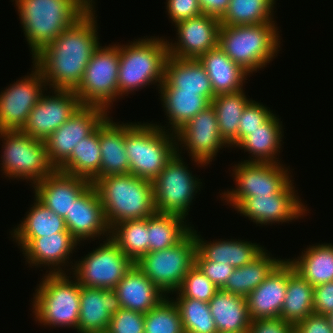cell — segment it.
<instances>
[{
    "label": "cell",
    "instance_id": "cell-12",
    "mask_svg": "<svg viewBox=\"0 0 333 333\" xmlns=\"http://www.w3.org/2000/svg\"><path fill=\"white\" fill-rule=\"evenodd\" d=\"M185 163L181 154L176 152L152 181L155 209L158 213L178 214L185 218L189 215L192 200L202 182Z\"/></svg>",
    "mask_w": 333,
    "mask_h": 333
},
{
    "label": "cell",
    "instance_id": "cell-29",
    "mask_svg": "<svg viewBox=\"0 0 333 333\" xmlns=\"http://www.w3.org/2000/svg\"><path fill=\"white\" fill-rule=\"evenodd\" d=\"M198 60L210 78L214 95L243 90L249 74L234 63L219 46L203 53Z\"/></svg>",
    "mask_w": 333,
    "mask_h": 333
},
{
    "label": "cell",
    "instance_id": "cell-38",
    "mask_svg": "<svg viewBox=\"0 0 333 333\" xmlns=\"http://www.w3.org/2000/svg\"><path fill=\"white\" fill-rule=\"evenodd\" d=\"M186 221L178 214L156 212L148 217L149 252L164 250L181 242L192 229Z\"/></svg>",
    "mask_w": 333,
    "mask_h": 333
},
{
    "label": "cell",
    "instance_id": "cell-6",
    "mask_svg": "<svg viewBox=\"0 0 333 333\" xmlns=\"http://www.w3.org/2000/svg\"><path fill=\"white\" fill-rule=\"evenodd\" d=\"M165 128L161 123H127L124 143L129 173L152 182L164 169L177 152L175 133Z\"/></svg>",
    "mask_w": 333,
    "mask_h": 333
},
{
    "label": "cell",
    "instance_id": "cell-19",
    "mask_svg": "<svg viewBox=\"0 0 333 333\" xmlns=\"http://www.w3.org/2000/svg\"><path fill=\"white\" fill-rule=\"evenodd\" d=\"M176 40L167 41L168 54L175 58L198 59L218 46L220 19L201 14L176 23Z\"/></svg>",
    "mask_w": 333,
    "mask_h": 333
},
{
    "label": "cell",
    "instance_id": "cell-28",
    "mask_svg": "<svg viewBox=\"0 0 333 333\" xmlns=\"http://www.w3.org/2000/svg\"><path fill=\"white\" fill-rule=\"evenodd\" d=\"M107 116L99 125L101 148L100 178L129 174V160L125 149L127 123L114 122Z\"/></svg>",
    "mask_w": 333,
    "mask_h": 333
},
{
    "label": "cell",
    "instance_id": "cell-5",
    "mask_svg": "<svg viewBox=\"0 0 333 333\" xmlns=\"http://www.w3.org/2000/svg\"><path fill=\"white\" fill-rule=\"evenodd\" d=\"M135 40L119 44L118 99L151 84L159 88L164 80L169 55L166 39L144 36Z\"/></svg>",
    "mask_w": 333,
    "mask_h": 333
},
{
    "label": "cell",
    "instance_id": "cell-24",
    "mask_svg": "<svg viewBox=\"0 0 333 333\" xmlns=\"http://www.w3.org/2000/svg\"><path fill=\"white\" fill-rule=\"evenodd\" d=\"M121 309L114 289L90 288L80 285L78 333L107 332L111 317Z\"/></svg>",
    "mask_w": 333,
    "mask_h": 333
},
{
    "label": "cell",
    "instance_id": "cell-44",
    "mask_svg": "<svg viewBox=\"0 0 333 333\" xmlns=\"http://www.w3.org/2000/svg\"><path fill=\"white\" fill-rule=\"evenodd\" d=\"M220 289L194 264L184 276L176 298H192L209 303Z\"/></svg>",
    "mask_w": 333,
    "mask_h": 333
},
{
    "label": "cell",
    "instance_id": "cell-16",
    "mask_svg": "<svg viewBox=\"0 0 333 333\" xmlns=\"http://www.w3.org/2000/svg\"><path fill=\"white\" fill-rule=\"evenodd\" d=\"M20 78L0 92V131L21 130L30 111L43 93H47L45 90L48 91L45 79L34 64L31 74Z\"/></svg>",
    "mask_w": 333,
    "mask_h": 333
},
{
    "label": "cell",
    "instance_id": "cell-34",
    "mask_svg": "<svg viewBox=\"0 0 333 333\" xmlns=\"http://www.w3.org/2000/svg\"><path fill=\"white\" fill-rule=\"evenodd\" d=\"M297 258L287 259L294 270L313 287L333 281V245H309ZM306 250V251H305Z\"/></svg>",
    "mask_w": 333,
    "mask_h": 333
},
{
    "label": "cell",
    "instance_id": "cell-8",
    "mask_svg": "<svg viewBox=\"0 0 333 333\" xmlns=\"http://www.w3.org/2000/svg\"><path fill=\"white\" fill-rule=\"evenodd\" d=\"M0 139L3 141L0 164L4 177L25 179L33 187L56 170L50 162L44 141L20 130L0 131Z\"/></svg>",
    "mask_w": 333,
    "mask_h": 333
},
{
    "label": "cell",
    "instance_id": "cell-2",
    "mask_svg": "<svg viewBox=\"0 0 333 333\" xmlns=\"http://www.w3.org/2000/svg\"><path fill=\"white\" fill-rule=\"evenodd\" d=\"M32 58L79 19L94 0H13Z\"/></svg>",
    "mask_w": 333,
    "mask_h": 333
},
{
    "label": "cell",
    "instance_id": "cell-11",
    "mask_svg": "<svg viewBox=\"0 0 333 333\" xmlns=\"http://www.w3.org/2000/svg\"><path fill=\"white\" fill-rule=\"evenodd\" d=\"M196 239L190 232L178 244L149 252L135 264L168 297L180 288L184 276L194 265Z\"/></svg>",
    "mask_w": 333,
    "mask_h": 333
},
{
    "label": "cell",
    "instance_id": "cell-1",
    "mask_svg": "<svg viewBox=\"0 0 333 333\" xmlns=\"http://www.w3.org/2000/svg\"><path fill=\"white\" fill-rule=\"evenodd\" d=\"M94 9L93 4L32 58L49 89L75 90L81 83L91 56L100 46Z\"/></svg>",
    "mask_w": 333,
    "mask_h": 333
},
{
    "label": "cell",
    "instance_id": "cell-41",
    "mask_svg": "<svg viewBox=\"0 0 333 333\" xmlns=\"http://www.w3.org/2000/svg\"><path fill=\"white\" fill-rule=\"evenodd\" d=\"M277 0H230L220 25H252L274 21ZM273 16V17H272Z\"/></svg>",
    "mask_w": 333,
    "mask_h": 333
},
{
    "label": "cell",
    "instance_id": "cell-21",
    "mask_svg": "<svg viewBox=\"0 0 333 333\" xmlns=\"http://www.w3.org/2000/svg\"><path fill=\"white\" fill-rule=\"evenodd\" d=\"M285 258L270 275L246 296L251 320L279 318L287 289V279L294 272Z\"/></svg>",
    "mask_w": 333,
    "mask_h": 333
},
{
    "label": "cell",
    "instance_id": "cell-50",
    "mask_svg": "<svg viewBox=\"0 0 333 333\" xmlns=\"http://www.w3.org/2000/svg\"><path fill=\"white\" fill-rule=\"evenodd\" d=\"M293 330L292 324L279 317L251 321L248 333H291Z\"/></svg>",
    "mask_w": 333,
    "mask_h": 333
},
{
    "label": "cell",
    "instance_id": "cell-20",
    "mask_svg": "<svg viewBox=\"0 0 333 333\" xmlns=\"http://www.w3.org/2000/svg\"><path fill=\"white\" fill-rule=\"evenodd\" d=\"M64 219L67 230L79 243L110 236V227L106 222L100 197L93 184L76 198Z\"/></svg>",
    "mask_w": 333,
    "mask_h": 333
},
{
    "label": "cell",
    "instance_id": "cell-43",
    "mask_svg": "<svg viewBox=\"0 0 333 333\" xmlns=\"http://www.w3.org/2000/svg\"><path fill=\"white\" fill-rule=\"evenodd\" d=\"M144 333H184L180 313L173 299L164 298L144 314Z\"/></svg>",
    "mask_w": 333,
    "mask_h": 333
},
{
    "label": "cell",
    "instance_id": "cell-4",
    "mask_svg": "<svg viewBox=\"0 0 333 333\" xmlns=\"http://www.w3.org/2000/svg\"><path fill=\"white\" fill-rule=\"evenodd\" d=\"M279 33L275 21L252 25H220L218 46L251 75L264 69L277 56L281 47Z\"/></svg>",
    "mask_w": 333,
    "mask_h": 333
},
{
    "label": "cell",
    "instance_id": "cell-14",
    "mask_svg": "<svg viewBox=\"0 0 333 333\" xmlns=\"http://www.w3.org/2000/svg\"><path fill=\"white\" fill-rule=\"evenodd\" d=\"M175 136L178 141L177 153L182 154L184 147V151H188L191 160L200 168L210 164L220 149L229 147L219 134L216 111L212 105L183 125Z\"/></svg>",
    "mask_w": 333,
    "mask_h": 333
},
{
    "label": "cell",
    "instance_id": "cell-9",
    "mask_svg": "<svg viewBox=\"0 0 333 333\" xmlns=\"http://www.w3.org/2000/svg\"><path fill=\"white\" fill-rule=\"evenodd\" d=\"M118 68L119 43L105 47L100 44L75 89L81 105L102 107L110 113L108 110L118 98Z\"/></svg>",
    "mask_w": 333,
    "mask_h": 333
},
{
    "label": "cell",
    "instance_id": "cell-48",
    "mask_svg": "<svg viewBox=\"0 0 333 333\" xmlns=\"http://www.w3.org/2000/svg\"><path fill=\"white\" fill-rule=\"evenodd\" d=\"M166 12L172 24L199 16L202 13L198 0H166Z\"/></svg>",
    "mask_w": 333,
    "mask_h": 333
},
{
    "label": "cell",
    "instance_id": "cell-45",
    "mask_svg": "<svg viewBox=\"0 0 333 333\" xmlns=\"http://www.w3.org/2000/svg\"><path fill=\"white\" fill-rule=\"evenodd\" d=\"M269 107L264 106L261 102L252 100L244 109L238 128V144L248 135L251 131L261 128L274 113Z\"/></svg>",
    "mask_w": 333,
    "mask_h": 333
},
{
    "label": "cell",
    "instance_id": "cell-30",
    "mask_svg": "<svg viewBox=\"0 0 333 333\" xmlns=\"http://www.w3.org/2000/svg\"><path fill=\"white\" fill-rule=\"evenodd\" d=\"M279 116L274 113L261 128L251 131L235 148L247 151L248 160L243 162L257 163H282L277 158L281 150V141L283 140L284 131ZM253 157V158H252Z\"/></svg>",
    "mask_w": 333,
    "mask_h": 333
},
{
    "label": "cell",
    "instance_id": "cell-26",
    "mask_svg": "<svg viewBox=\"0 0 333 333\" xmlns=\"http://www.w3.org/2000/svg\"><path fill=\"white\" fill-rule=\"evenodd\" d=\"M193 227L191 232L196 239V252L204 260L229 264L234 268H238L252 262L265 250L264 246L262 247L256 242L252 243L241 239H218L213 240V242H207Z\"/></svg>",
    "mask_w": 333,
    "mask_h": 333
},
{
    "label": "cell",
    "instance_id": "cell-32",
    "mask_svg": "<svg viewBox=\"0 0 333 333\" xmlns=\"http://www.w3.org/2000/svg\"><path fill=\"white\" fill-rule=\"evenodd\" d=\"M218 333H248L251 318L246 297L221 289L209 301Z\"/></svg>",
    "mask_w": 333,
    "mask_h": 333
},
{
    "label": "cell",
    "instance_id": "cell-18",
    "mask_svg": "<svg viewBox=\"0 0 333 333\" xmlns=\"http://www.w3.org/2000/svg\"><path fill=\"white\" fill-rule=\"evenodd\" d=\"M108 115L102 107L82 105L44 141L56 169L71 155L76 144L89 136Z\"/></svg>",
    "mask_w": 333,
    "mask_h": 333
},
{
    "label": "cell",
    "instance_id": "cell-52",
    "mask_svg": "<svg viewBox=\"0 0 333 333\" xmlns=\"http://www.w3.org/2000/svg\"><path fill=\"white\" fill-rule=\"evenodd\" d=\"M203 14L221 19L226 11L230 0H198Z\"/></svg>",
    "mask_w": 333,
    "mask_h": 333
},
{
    "label": "cell",
    "instance_id": "cell-46",
    "mask_svg": "<svg viewBox=\"0 0 333 333\" xmlns=\"http://www.w3.org/2000/svg\"><path fill=\"white\" fill-rule=\"evenodd\" d=\"M107 333H144V313L121 308L112 315Z\"/></svg>",
    "mask_w": 333,
    "mask_h": 333
},
{
    "label": "cell",
    "instance_id": "cell-17",
    "mask_svg": "<svg viewBox=\"0 0 333 333\" xmlns=\"http://www.w3.org/2000/svg\"><path fill=\"white\" fill-rule=\"evenodd\" d=\"M48 93V95L43 93L20 130L42 141H45L82 106L75 90L51 89Z\"/></svg>",
    "mask_w": 333,
    "mask_h": 333
},
{
    "label": "cell",
    "instance_id": "cell-31",
    "mask_svg": "<svg viewBox=\"0 0 333 333\" xmlns=\"http://www.w3.org/2000/svg\"><path fill=\"white\" fill-rule=\"evenodd\" d=\"M33 204L21 223L10 232L13 241L22 250L36 237L57 232H69L63 217L47 208L36 197H34Z\"/></svg>",
    "mask_w": 333,
    "mask_h": 333
},
{
    "label": "cell",
    "instance_id": "cell-3",
    "mask_svg": "<svg viewBox=\"0 0 333 333\" xmlns=\"http://www.w3.org/2000/svg\"><path fill=\"white\" fill-rule=\"evenodd\" d=\"M92 184L100 197L110 229L119 222L142 219L156 213L151 181L135 175H109Z\"/></svg>",
    "mask_w": 333,
    "mask_h": 333
},
{
    "label": "cell",
    "instance_id": "cell-35",
    "mask_svg": "<svg viewBox=\"0 0 333 333\" xmlns=\"http://www.w3.org/2000/svg\"><path fill=\"white\" fill-rule=\"evenodd\" d=\"M268 250H264L252 262L234 268L222 291L246 297L258 287L270 273L284 260L276 259Z\"/></svg>",
    "mask_w": 333,
    "mask_h": 333
},
{
    "label": "cell",
    "instance_id": "cell-37",
    "mask_svg": "<svg viewBox=\"0 0 333 333\" xmlns=\"http://www.w3.org/2000/svg\"><path fill=\"white\" fill-rule=\"evenodd\" d=\"M244 91L218 94L211 101L216 111L219 134L230 148L238 145L240 119L245 107L252 101Z\"/></svg>",
    "mask_w": 333,
    "mask_h": 333
},
{
    "label": "cell",
    "instance_id": "cell-53",
    "mask_svg": "<svg viewBox=\"0 0 333 333\" xmlns=\"http://www.w3.org/2000/svg\"><path fill=\"white\" fill-rule=\"evenodd\" d=\"M328 320H329V323H330V326L332 328V331H333V311L330 312L328 315H326Z\"/></svg>",
    "mask_w": 333,
    "mask_h": 333
},
{
    "label": "cell",
    "instance_id": "cell-13",
    "mask_svg": "<svg viewBox=\"0 0 333 333\" xmlns=\"http://www.w3.org/2000/svg\"><path fill=\"white\" fill-rule=\"evenodd\" d=\"M232 167L236 186L222 192L220 198L234 209L247 197L279 193L292 179L290 168L281 163L241 161Z\"/></svg>",
    "mask_w": 333,
    "mask_h": 333
},
{
    "label": "cell",
    "instance_id": "cell-47",
    "mask_svg": "<svg viewBox=\"0 0 333 333\" xmlns=\"http://www.w3.org/2000/svg\"><path fill=\"white\" fill-rule=\"evenodd\" d=\"M194 264L207 276L219 289H222L232 274L234 267L229 264H222L215 261L204 260L197 252L195 253Z\"/></svg>",
    "mask_w": 333,
    "mask_h": 333
},
{
    "label": "cell",
    "instance_id": "cell-27",
    "mask_svg": "<svg viewBox=\"0 0 333 333\" xmlns=\"http://www.w3.org/2000/svg\"><path fill=\"white\" fill-rule=\"evenodd\" d=\"M114 291L121 308L147 313L167 296L137 267L124 275Z\"/></svg>",
    "mask_w": 333,
    "mask_h": 333
},
{
    "label": "cell",
    "instance_id": "cell-25",
    "mask_svg": "<svg viewBox=\"0 0 333 333\" xmlns=\"http://www.w3.org/2000/svg\"><path fill=\"white\" fill-rule=\"evenodd\" d=\"M159 88H176L180 92H200L210 102L214 98L211 81L198 59L175 58L168 55L164 80Z\"/></svg>",
    "mask_w": 333,
    "mask_h": 333
},
{
    "label": "cell",
    "instance_id": "cell-39",
    "mask_svg": "<svg viewBox=\"0 0 333 333\" xmlns=\"http://www.w3.org/2000/svg\"><path fill=\"white\" fill-rule=\"evenodd\" d=\"M314 287L296 271L287 279V289L280 318L295 326L314 313Z\"/></svg>",
    "mask_w": 333,
    "mask_h": 333
},
{
    "label": "cell",
    "instance_id": "cell-15",
    "mask_svg": "<svg viewBox=\"0 0 333 333\" xmlns=\"http://www.w3.org/2000/svg\"><path fill=\"white\" fill-rule=\"evenodd\" d=\"M293 179L277 194L253 195L245 198L236 208L237 213L257 226L289 223L303 218L307 211V205L297 195ZM300 198V199H299ZM261 224V225H260Z\"/></svg>",
    "mask_w": 333,
    "mask_h": 333
},
{
    "label": "cell",
    "instance_id": "cell-42",
    "mask_svg": "<svg viewBox=\"0 0 333 333\" xmlns=\"http://www.w3.org/2000/svg\"><path fill=\"white\" fill-rule=\"evenodd\" d=\"M184 333H218L209 303L192 298H175Z\"/></svg>",
    "mask_w": 333,
    "mask_h": 333
},
{
    "label": "cell",
    "instance_id": "cell-7",
    "mask_svg": "<svg viewBox=\"0 0 333 333\" xmlns=\"http://www.w3.org/2000/svg\"><path fill=\"white\" fill-rule=\"evenodd\" d=\"M72 278L70 273L43 275L31 303L36 323L44 327H71L77 330L80 313V284Z\"/></svg>",
    "mask_w": 333,
    "mask_h": 333
},
{
    "label": "cell",
    "instance_id": "cell-23",
    "mask_svg": "<svg viewBox=\"0 0 333 333\" xmlns=\"http://www.w3.org/2000/svg\"><path fill=\"white\" fill-rule=\"evenodd\" d=\"M91 184V181L86 178L56 169L33 186V193H35L33 196L58 216L64 218L70 212L76 198Z\"/></svg>",
    "mask_w": 333,
    "mask_h": 333
},
{
    "label": "cell",
    "instance_id": "cell-51",
    "mask_svg": "<svg viewBox=\"0 0 333 333\" xmlns=\"http://www.w3.org/2000/svg\"><path fill=\"white\" fill-rule=\"evenodd\" d=\"M296 333H333L326 315L312 313L294 326Z\"/></svg>",
    "mask_w": 333,
    "mask_h": 333
},
{
    "label": "cell",
    "instance_id": "cell-40",
    "mask_svg": "<svg viewBox=\"0 0 333 333\" xmlns=\"http://www.w3.org/2000/svg\"><path fill=\"white\" fill-rule=\"evenodd\" d=\"M110 237L136 263L149 253L148 217L116 223L110 229Z\"/></svg>",
    "mask_w": 333,
    "mask_h": 333
},
{
    "label": "cell",
    "instance_id": "cell-49",
    "mask_svg": "<svg viewBox=\"0 0 333 333\" xmlns=\"http://www.w3.org/2000/svg\"><path fill=\"white\" fill-rule=\"evenodd\" d=\"M313 311L321 315L333 311V281L314 287Z\"/></svg>",
    "mask_w": 333,
    "mask_h": 333
},
{
    "label": "cell",
    "instance_id": "cell-22",
    "mask_svg": "<svg viewBox=\"0 0 333 333\" xmlns=\"http://www.w3.org/2000/svg\"><path fill=\"white\" fill-rule=\"evenodd\" d=\"M79 244L70 232H57L34 238L21 251L31 268L48 266L50 271L46 273H66L65 268L71 267L70 256Z\"/></svg>",
    "mask_w": 333,
    "mask_h": 333
},
{
    "label": "cell",
    "instance_id": "cell-10",
    "mask_svg": "<svg viewBox=\"0 0 333 333\" xmlns=\"http://www.w3.org/2000/svg\"><path fill=\"white\" fill-rule=\"evenodd\" d=\"M103 240L98 248L75 261V264L72 260L70 263L73 266L66 269L67 273L69 270L73 273L70 275L81 286L114 289L135 264L110 236Z\"/></svg>",
    "mask_w": 333,
    "mask_h": 333
},
{
    "label": "cell",
    "instance_id": "cell-36",
    "mask_svg": "<svg viewBox=\"0 0 333 333\" xmlns=\"http://www.w3.org/2000/svg\"><path fill=\"white\" fill-rule=\"evenodd\" d=\"M101 148L99 126L78 142L71 155L57 168L67 174L80 176L91 181L100 179Z\"/></svg>",
    "mask_w": 333,
    "mask_h": 333
},
{
    "label": "cell",
    "instance_id": "cell-33",
    "mask_svg": "<svg viewBox=\"0 0 333 333\" xmlns=\"http://www.w3.org/2000/svg\"><path fill=\"white\" fill-rule=\"evenodd\" d=\"M158 90L161 94L162 107L169 121L167 130L173 133L211 105V102L200 95V92H180L176 88H159Z\"/></svg>",
    "mask_w": 333,
    "mask_h": 333
}]
</instances>
